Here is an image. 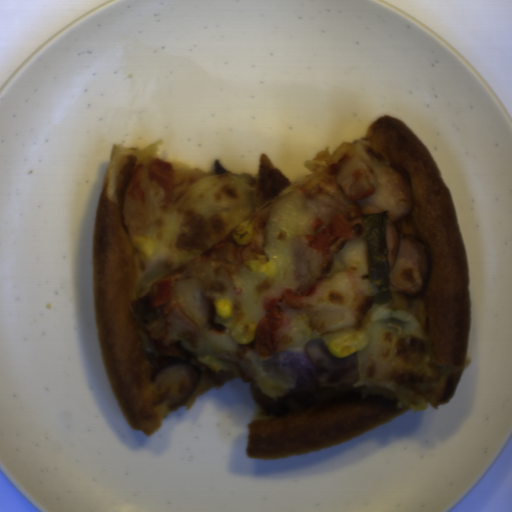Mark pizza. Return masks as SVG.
<instances>
[{
  "label": "pizza",
  "instance_id": "obj_1",
  "mask_svg": "<svg viewBox=\"0 0 512 512\" xmlns=\"http://www.w3.org/2000/svg\"><path fill=\"white\" fill-rule=\"evenodd\" d=\"M114 144L95 212L94 317L108 385L132 429L229 380L249 384L250 459L304 455L452 400L468 357L469 275L451 191L423 140L391 115L304 162L291 181L161 159ZM431 255L420 296L373 303L364 213ZM231 299L220 318L216 299ZM356 335L351 387L285 396L265 358Z\"/></svg>",
  "mask_w": 512,
  "mask_h": 512
}]
</instances>
